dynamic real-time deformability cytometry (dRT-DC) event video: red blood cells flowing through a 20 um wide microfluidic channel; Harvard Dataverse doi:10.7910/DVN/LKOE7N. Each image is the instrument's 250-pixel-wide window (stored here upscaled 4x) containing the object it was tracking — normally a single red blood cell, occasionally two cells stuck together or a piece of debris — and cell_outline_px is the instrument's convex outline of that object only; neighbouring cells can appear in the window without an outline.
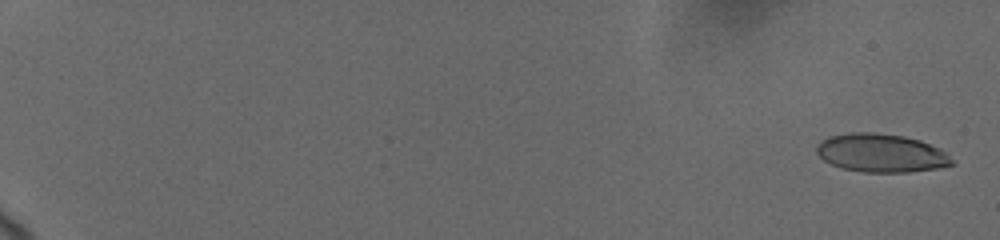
{"species": "human", "species_latin": "Homo sapiens", "temperature_condition": "cold", "stored_images_in_passage": 39, "segment_of_instrument_passage": [1, 2], "camera_frame_rate_fps": 3000, "um_per_image_px": 0.085, "donor": {"sex": "female"}, "frame": {"image": 1, "passage_image": 1, "time_ms": 0.0, "image_size_px": [1000, 240], "cell_outline_px": [[956, 164], [936, 168], [908, 172], [864, 172], [840, 168], [824, 160], [816, 152], [816, 148], [820, 140], [828, 136], [848, 132], [876, 132], [904, 136], [920, 140], [940, 148], [948, 152], [956, 160]], "centroid_in_image_um": [74.93, 13.0], "position_along_channel_um": 10.1, "area_um2": 30.75}}
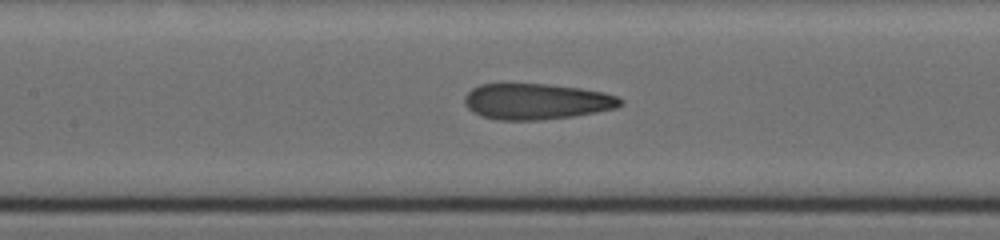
{"frame": {"image": 2, "passage_image": 15, "time_ms": 10.0, "image_size_px": [1000, 240], "cell_outline_px": [[624, 104], [616, 108], [596, 112], [572, 116], [540, 120], [496, 120], [480, 116], [472, 112], [464, 104], [464, 96], [472, 88], [480, 84], [548, 84], [580, 88], [604, 92], [616, 96], [624, 100]], "centroid_in_image_um": [45.59, 8.63], "position_along_channel_um": 161.8, "area_um2": 32.83}}
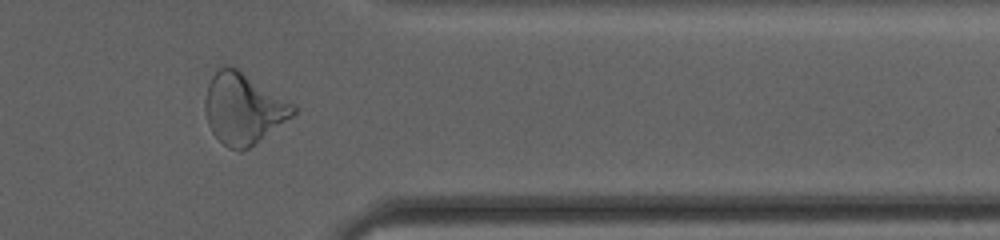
{"frame": {"image": 3, "passage_image": 30, "time_ms": 16.333, "image_size_px": [1000, 240], "cell_outline_px": [[296, 112], [292, 116], [256, 144], [240, 152], [228, 148], [212, 132], [208, 124], [204, 108], [204, 100], [208, 84], [212, 76], [224, 64], [236, 68], [292, 104], [296, 108]], "centroid_in_image_um": [20.64, 9.26], "position_along_channel_um": 390.8, "area_um2": 35.84}}